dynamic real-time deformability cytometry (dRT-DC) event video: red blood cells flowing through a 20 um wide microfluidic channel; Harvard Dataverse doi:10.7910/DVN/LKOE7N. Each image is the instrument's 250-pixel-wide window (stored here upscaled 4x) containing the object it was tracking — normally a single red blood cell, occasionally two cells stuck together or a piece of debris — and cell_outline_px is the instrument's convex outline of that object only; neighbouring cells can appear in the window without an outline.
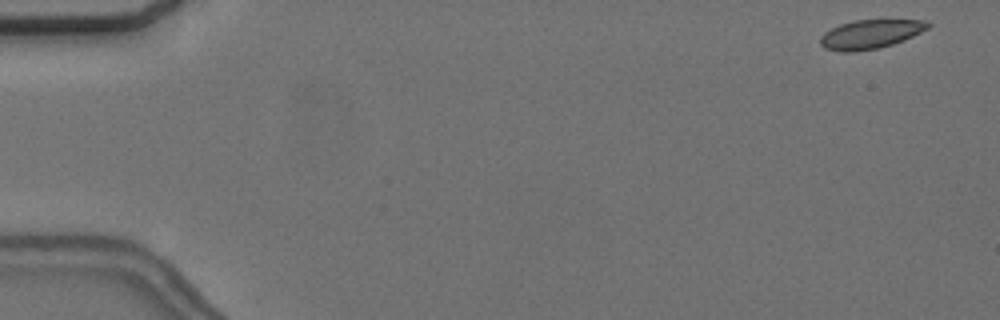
{"species": "common noctule bat (a hibernating species)", "species_latin": "Nyctalus noctula", "temperature_condition": "cold", "stored_images_in_passage": 10, "camera_frame_rate_fps": 3000, "um_per_image_px": 0.085, "animal": {"sex": "female", "body_mass_g": 24.6, "forearm_length_mm": 56.2}, "frame": {"image": 1, "passage_image": 1, "time_ms": 0.0, "image_size_px": [1000, 320], "cell_outline_px": [[932, 24], [928, 28], [904, 40], [892, 44], [876, 48], [856, 52], [840, 52], [824, 48], [820, 44], [820, 36], [824, 32], [840, 24], [856, 20], [928, 20]], "centroid_in_image_um": [73.97, 2.91], "position_along_channel_um": 11.0, "area_um2": 18.15}}